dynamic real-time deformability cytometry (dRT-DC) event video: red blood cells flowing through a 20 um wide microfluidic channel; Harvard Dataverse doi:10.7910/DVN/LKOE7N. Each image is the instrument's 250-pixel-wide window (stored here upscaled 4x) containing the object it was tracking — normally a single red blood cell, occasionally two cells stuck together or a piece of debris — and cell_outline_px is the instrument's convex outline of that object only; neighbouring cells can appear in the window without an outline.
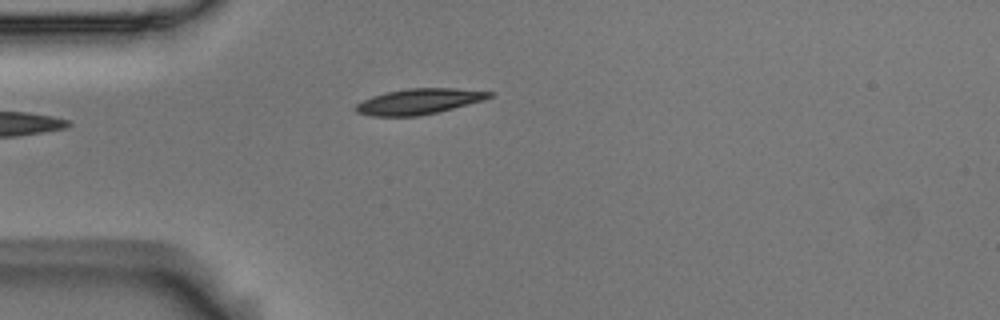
{"species": "Egyptian fruit bat (a non-hibernating species)", "species_latin": "Rousettus aegyptiacus", "temperature_condition": "room temperature", "stored_images_in_passage": 6, "camera_frame_rate_fps": 3000, "um_per_image_px": 0.085, "animal": {"sex": "male"}, "frame": {"image": 1, "passage_image": 6, "time_ms": 1.667, "image_size_px": [1000, 320], "cell_outline_px": [[496, 92], [492, 96], [484, 100], [436, 112], [416, 116], [372, 116], [356, 112], [356, 104], [372, 96], [388, 92], [408, 88], [456, 88]], "centroid_in_image_um": [35.64, 8.61], "position_along_channel_um": 49.4, "area_um2": 19.71}}